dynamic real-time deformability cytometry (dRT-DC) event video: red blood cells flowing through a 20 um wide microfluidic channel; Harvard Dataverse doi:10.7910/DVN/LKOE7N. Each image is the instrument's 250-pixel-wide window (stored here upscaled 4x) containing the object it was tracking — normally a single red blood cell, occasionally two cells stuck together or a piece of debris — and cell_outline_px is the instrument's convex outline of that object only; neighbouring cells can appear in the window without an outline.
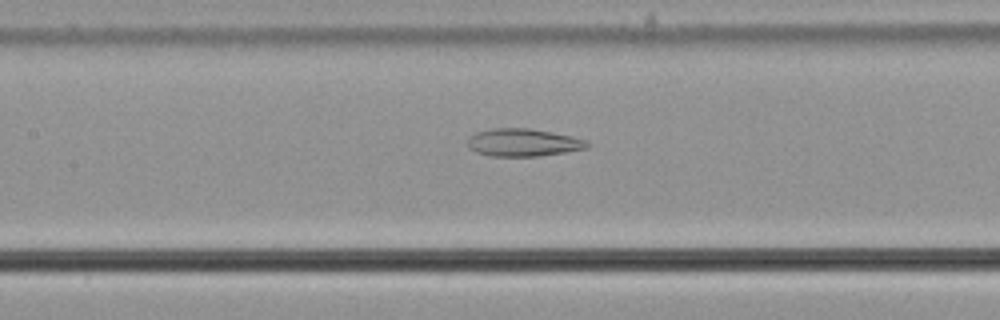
{"species": "common noctule bat (a hibernating species)", "species_latin": "Nyctalus noctula", "temperature_condition": "cold", "stored_images_in_passage": 56, "camera_frame_rate_fps": 3000, "um_per_image_px": 0.085, "animal": {"sex": "male", "body_mass_g": 21.5, "forearm_length_mm": 52.0}, "frame": {"image": 1, "passage_image": 26, "time_ms": 8.333, "image_size_px": [1000, 320], "cell_outline_px": [[592, 144], [588, 148], [540, 156], [492, 156], [476, 152], [468, 148], [468, 136], [476, 132], [492, 128], [528, 128], [552, 132], [572, 136], [588, 140]], "centroid_in_image_um": [44.49, 12.11], "position_along_channel_um": 162.9, "area_um2": 19.48}}
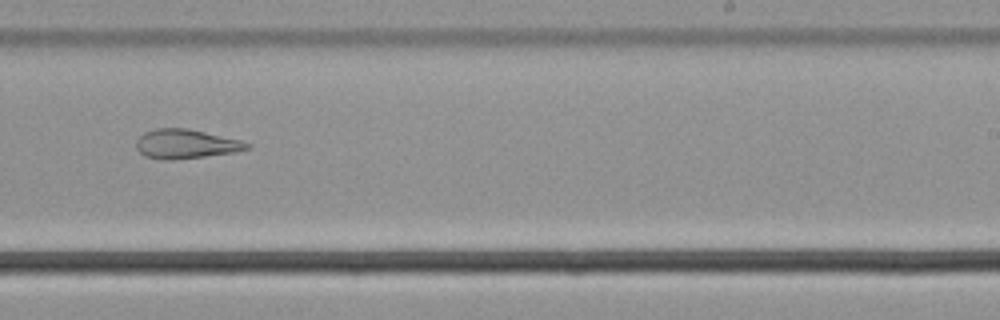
{"frame": {"image": 2, "passage_image": 35, "time_ms": 11.333, "image_size_px": [1000, 320], "cell_outline_px": [[252, 144], [248, 148], [232, 152], [176, 160], [164, 160], [144, 156], [136, 148], [136, 140], [144, 132], [156, 128], [188, 128], [240, 140]], "centroid_in_image_um": [15.74, 12.23], "position_along_channel_um": 273.3, "area_um2": 18.79}}
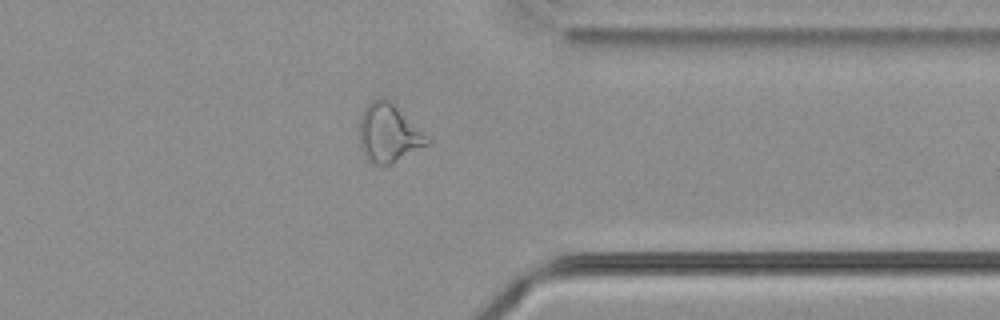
{"frame": {"image": 3, "passage_image": 44, "time_ms": 14.333, "image_size_px": [1000, 320], "cell_outline_px": [[432, 144], [392, 164], [376, 164], [368, 160], [364, 156], [360, 148], [360, 116], [364, 108], [372, 100], [380, 96], [384, 96], [432, 136]], "centroid_in_image_um": [33.12, 11.32], "position_along_channel_um": 378.3, "area_um2": 23.87}, "authors_computed_cell_mechanics": {"area_um2": 25.6921, "velocity_mm_per_s": 3.6913, "shape_relaxation_time_tau1_ms": null, "shape_relaxation_time_tau2_ms": 3.5856, "deformation_change_tau1": null, "deformation_change_tau2": 0.1312}}